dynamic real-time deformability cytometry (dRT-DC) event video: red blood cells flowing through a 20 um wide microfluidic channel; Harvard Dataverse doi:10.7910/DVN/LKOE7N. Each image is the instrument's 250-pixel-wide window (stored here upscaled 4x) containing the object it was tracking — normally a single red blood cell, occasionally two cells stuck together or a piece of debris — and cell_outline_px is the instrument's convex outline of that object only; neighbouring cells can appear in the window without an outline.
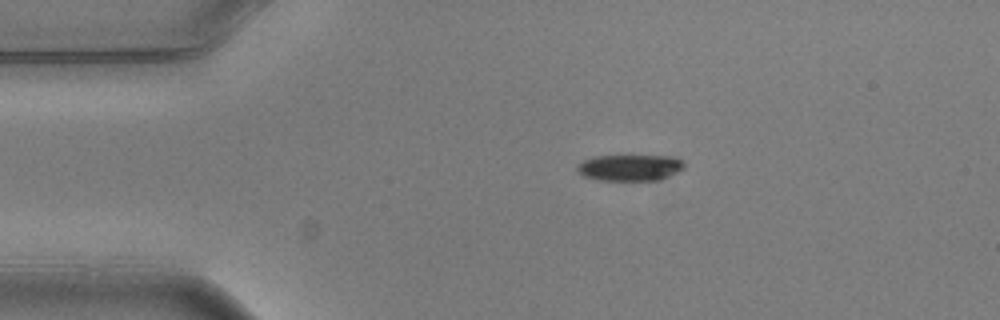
{"species": "common noctule bat (a hibernating species)", "species_latin": "Nyctalus noctula", "temperature_condition": "warm", "stored_images_in_passage": 4, "camera_frame_rate_fps": 3000, "um_per_image_px": 0.085, "animal": {"sex": "male", "body_mass_g": 20.5, "forearm_length_mm": 52.5}, "frame": {"image": 1, "passage_image": 1, "time_ms": 0.0, "image_size_px": [1000, 320], "cell_outline_px": [[684, 168], [660, 180], [600, 180], [584, 176], [576, 168], [576, 164], [592, 156], [672, 156], [680, 160], [684, 164]], "centroid_in_image_um": [53.51, 14.24], "position_along_channel_um": 31.5, "area_um2": 16.24}}
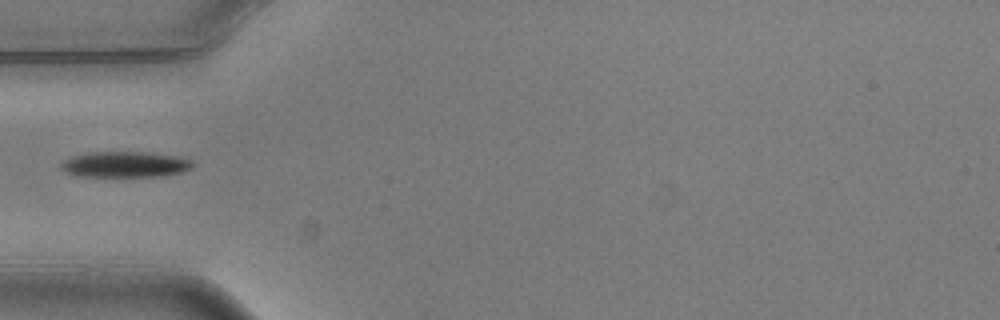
{"frame": {"image": 2, "passage_image": 3, "time_ms": 0.667, "image_size_px": [1000, 320], "cell_outline_px": [[196, 164], [192, 168], [180, 172], [160, 176], [76, 176], [60, 168], [60, 164], [64, 160], [84, 152], [148, 152], [176, 156], [192, 160]], "centroid_in_image_um": [10.64, 13.97], "position_along_channel_um": 74.4, "area_um2": 19.77}}
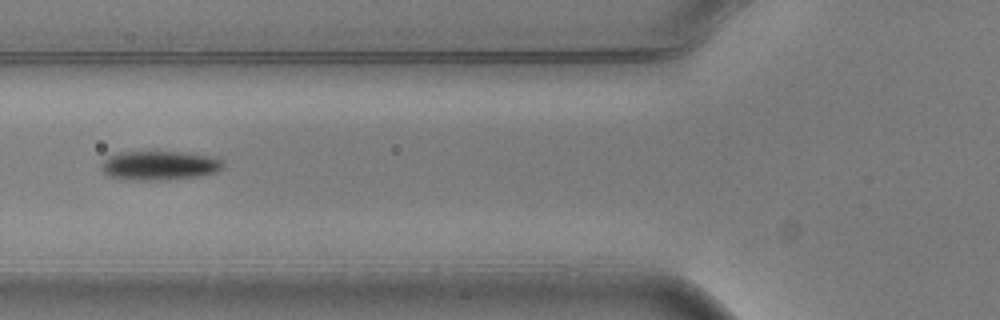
{"frame": {"image": 3, "passage_image": 4, "time_ms": 1.0, "image_size_px": [1000, 320], "cell_outline_px": [[224, 164], [216, 172], [204, 176], [168, 180], [128, 180], [108, 176], [100, 168], [104, 160], [120, 152], [184, 152], [208, 156], [220, 160]], "centroid_in_image_um": [13.55, 14.09], "position_along_channel_um": 112.2, "area_um2": 20.63}}